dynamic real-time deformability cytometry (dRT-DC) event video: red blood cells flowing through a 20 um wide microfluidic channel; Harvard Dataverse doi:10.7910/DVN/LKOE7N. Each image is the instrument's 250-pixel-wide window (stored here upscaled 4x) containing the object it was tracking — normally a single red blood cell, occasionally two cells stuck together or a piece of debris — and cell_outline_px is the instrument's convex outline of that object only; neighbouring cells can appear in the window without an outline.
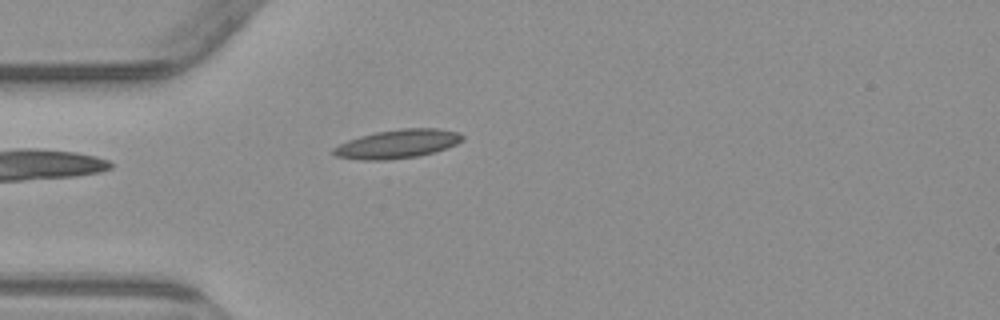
{"species": "common noctule bat (a hibernating species)", "species_latin": "Nyctalus noctula", "temperature_condition": "warm", "stored_images_in_passage": 4, "camera_frame_rate_fps": 3000, "um_per_image_px": 0.085, "animal": {"sex": "male", "body_mass_g": 23.1, "forearm_length_mm": 52.7}, "frame": {"image": 1, "passage_image": 4, "time_ms": 4.667, "image_size_px": [1000, 320], "cell_outline_px": [[464, 140], [456, 144], [432, 152], [416, 156], [384, 160], [364, 160], [336, 156], [332, 152], [332, 148], [348, 140], [360, 136], [376, 132], [400, 128], [440, 128], [460, 132], [464, 136]], "centroid_in_image_um": [33.8, 12.21], "position_along_channel_um": 51.2, "area_um2": 21.44}}